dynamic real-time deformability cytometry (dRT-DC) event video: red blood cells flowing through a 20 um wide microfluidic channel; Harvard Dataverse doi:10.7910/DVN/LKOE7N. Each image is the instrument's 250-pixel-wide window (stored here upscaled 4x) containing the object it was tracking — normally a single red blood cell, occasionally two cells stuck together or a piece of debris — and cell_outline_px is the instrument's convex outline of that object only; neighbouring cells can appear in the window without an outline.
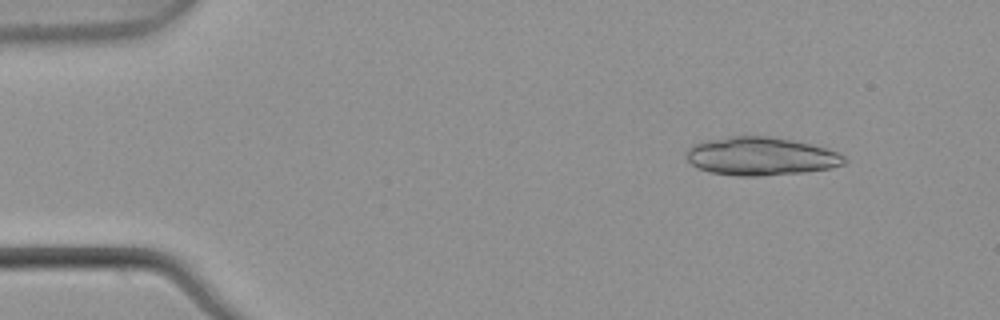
{"species": "common noctule bat (a hibernating species)", "species_latin": "Nyctalus noctula", "temperature_condition": "warm", "stored_images_in_passage": 6, "camera_frame_rate_fps": 3000, "um_per_image_px": 0.085, "animal": {"sex": "male", "body_mass_g": 21.5, "forearm_length_mm": 52.0}, "frame": {"image": 1, "passage_image": 1, "time_ms": 0.0, "image_size_px": [1000, 320], "cell_outline_px": [[848, 160], [844, 164], [828, 168], [804, 172], [756, 176], [736, 176], [712, 172], [700, 168], [692, 164], [684, 156], [684, 152], [692, 144], [708, 140], [732, 136], [772, 136], [792, 140], [824, 148], [836, 152], [844, 156]], "centroid_in_image_um": [64.63, 13.28], "position_along_channel_um": 20.4, "area_um2": 34.97}}
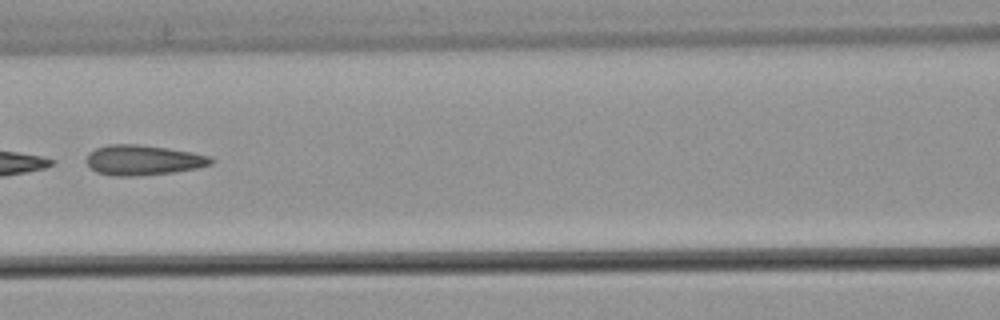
{"frame": {"image": 2, "passage_image": 6, "time_ms": 1.667, "image_size_px": [1000, 320], "cell_outline_px": [[216, 160], [212, 164], [196, 168], [172, 172], [132, 176], [112, 176], [96, 172], [84, 160], [88, 152], [96, 148], [108, 144], [136, 144], [168, 148], [192, 152], [208, 156]], "centroid_in_image_um": [12.13, 13.6], "position_along_channel_um": 154.5, "area_um2": 21.91}}